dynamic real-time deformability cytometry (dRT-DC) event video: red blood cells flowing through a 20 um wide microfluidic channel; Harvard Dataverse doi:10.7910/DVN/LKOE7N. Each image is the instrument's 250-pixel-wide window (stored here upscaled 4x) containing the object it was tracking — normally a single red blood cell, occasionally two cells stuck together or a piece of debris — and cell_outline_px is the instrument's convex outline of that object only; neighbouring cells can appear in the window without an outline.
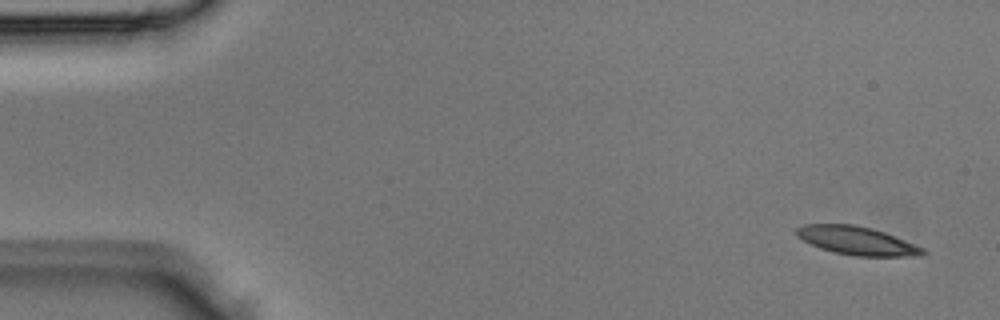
{"species": "Egyptian fruit bat (a non-hibernating species)", "species_latin": "Rousettus aegyptiacus", "temperature_condition": "room temperature", "stored_images_in_passage": 4, "camera_frame_rate_fps": 3000, "um_per_image_px": 0.085, "animal": {"sex": "male"}, "frame": {"image": 1, "passage_image": 1, "time_ms": 0.0, "image_size_px": [1000, 320], "cell_outline_px": [[928, 252], [920, 256], [856, 256], [836, 252], [820, 248], [796, 236], [796, 228], [804, 224], [856, 224], [872, 228], [884, 232], [924, 248]], "centroid_in_image_um": [72.85, 20.45], "position_along_channel_um": 12.1, "area_um2": 20.75}}
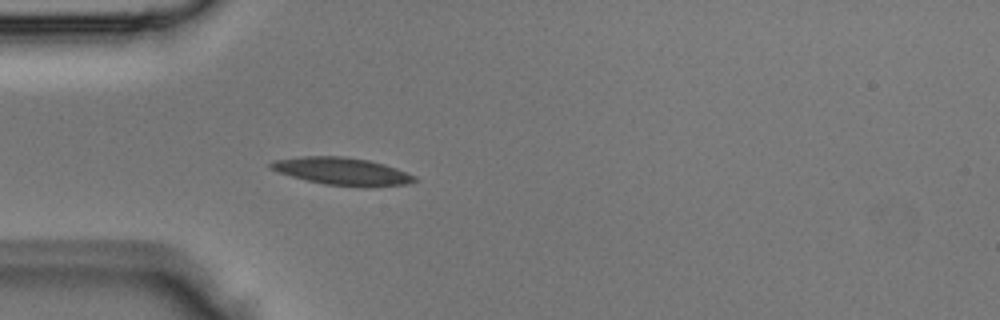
{"frame": {"image": 2, "passage_image": 4, "time_ms": 1.0, "image_size_px": [1000, 320], "cell_outline_px": [[416, 180], [408, 184], [364, 188], [324, 184], [276, 172], [268, 168], [268, 164], [276, 160], [300, 156], [340, 156], [368, 160], [384, 164], [396, 168], [416, 176]], "centroid_in_image_um": [29.08, 14.57], "position_along_channel_um": 55.9, "area_um2": 23.18}}